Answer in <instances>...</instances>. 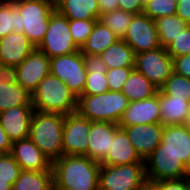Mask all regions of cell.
I'll return each mask as SVG.
<instances>
[{
	"label": "cell",
	"mask_w": 190,
	"mask_h": 190,
	"mask_svg": "<svg viewBox=\"0 0 190 190\" xmlns=\"http://www.w3.org/2000/svg\"><path fill=\"white\" fill-rule=\"evenodd\" d=\"M0 190H12V179L0 178Z\"/></svg>",
	"instance_id": "obj_47"
},
{
	"label": "cell",
	"mask_w": 190,
	"mask_h": 190,
	"mask_svg": "<svg viewBox=\"0 0 190 190\" xmlns=\"http://www.w3.org/2000/svg\"><path fill=\"white\" fill-rule=\"evenodd\" d=\"M166 51L172 58L190 54V25L166 47Z\"/></svg>",
	"instance_id": "obj_36"
},
{
	"label": "cell",
	"mask_w": 190,
	"mask_h": 190,
	"mask_svg": "<svg viewBox=\"0 0 190 190\" xmlns=\"http://www.w3.org/2000/svg\"><path fill=\"white\" fill-rule=\"evenodd\" d=\"M55 9L68 20L100 18L98 0H58Z\"/></svg>",
	"instance_id": "obj_24"
},
{
	"label": "cell",
	"mask_w": 190,
	"mask_h": 190,
	"mask_svg": "<svg viewBox=\"0 0 190 190\" xmlns=\"http://www.w3.org/2000/svg\"><path fill=\"white\" fill-rule=\"evenodd\" d=\"M187 176L190 178V162L187 166Z\"/></svg>",
	"instance_id": "obj_49"
},
{
	"label": "cell",
	"mask_w": 190,
	"mask_h": 190,
	"mask_svg": "<svg viewBox=\"0 0 190 190\" xmlns=\"http://www.w3.org/2000/svg\"><path fill=\"white\" fill-rule=\"evenodd\" d=\"M36 48L44 52L49 58L71 54L80 50L72 39L69 20L56 9L50 16L44 39Z\"/></svg>",
	"instance_id": "obj_7"
},
{
	"label": "cell",
	"mask_w": 190,
	"mask_h": 190,
	"mask_svg": "<svg viewBox=\"0 0 190 190\" xmlns=\"http://www.w3.org/2000/svg\"><path fill=\"white\" fill-rule=\"evenodd\" d=\"M137 190H159V186L155 182L146 180Z\"/></svg>",
	"instance_id": "obj_46"
},
{
	"label": "cell",
	"mask_w": 190,
	"mask_h": 190,
	"mask_svg": "<svg viewBox=\"0 0 190 190\" xmlns=\"http://www.w3.org/2000/svg\"><path fill=\"white\" fill-rule=\"evenodd\" d=\"M134 67L108 69L106 78L108 80L109 90L122 91L124 82L128 79Z\"/></svg>",
	"instance_id": "obj_38"
},
{
	"label": "cell",
	"mask_w": 190,
	"mask_h": 190,
	"mask_svg": "<svg viewBox=\"0 0 190 190\" xmlns=\"http://www.w3.org/2000/svg\"><path fill=\"white\" fill-rule=\"evenodd\" d=\"M50 58L42 51L35 50L16 67L17 83L32 94L39 83L50 73Z\"/></svg>",
	"instance_id": "obj_12"
},
{
	"label": "cell",
	"mask_w": 190,
	"mask_h": 190,
	"mask_svg": "<svg viewBox=\"0 0 190 190\" xmlns=\"http://www.w3.org/2000/svg\"><path fill=\"white\" fill-rule=\"evenodd\" d=\"M87 70L86 84L82 95H97L109 91L106 78L107 66L100 55L83 54Z\"/></svg>",
	"instance_id": "obj_22"
},
{
	"label": "cell",
	"mask_w": 190,
	"mask_h": 190,
	"mask_svg": "<svg viewBox=\"0 0 190 190\" xmlns=\"http://www.w3.org/2000/svg\"><path fill=\"white\" fill-rule=\"evenodd\" d=\"M100 56L107 69L135 67L134 50L123 39L109 46Z\"/></svg>",
	"instance_id": "obj_27"
},
{
	"label": "cell",
	"mask_w": 190,
	"mask_h": 190,
	"mask_svg": "<svg viewBox=\"0 0 190 190\" xmlns=\"http://www.w3.org/2000/svg\"><path fill=\"white\" fill-rule=\"evenodd\" d=\"M134 69L160 89L173 73L172 57L164 47L140 52L135 54Z\"/></svg>",
	"instance_id": "obj_9"
},
{
	"label": "cell",
	"mask_w": 190,
	"mask_h": 190,
	"mask_svg": "<svg viewBox=\"0 0 190 190\" xmlns=\"http://www.w3.org/2000/svg\"><path fill=\"white\" fill-rule=\"evenodd\" d=\"M119 128L118 124L112 122L91 121L87 157L101 164L105 160L114 134Z\"/></svg>",
	"instance_id": "obj_17"
},
{
	"label": "cell",
	"mask_w": 190,
	"mask_h": 190,
	"mask_svg": "<svg viewBox=\"0 0 190 190\" xmlns=\"http://www.w3.org/2000/svg\"><path fill=\"white\" fill-rule=\"evenodd\" d=\"M152 154H171L187 167L190 162V131L185 125L164 126L161 143Z\"/></svg>",
	"instance_id": "obj_13"
},
{
	"label": "cell",
	"mask_w": 190,
	"mask_h": 190,
	"mask_svg": "<svg viewBox=\"0 0 190 190\" xmlns=\"http://www.w3.org/2000/svg\"><path fill=\"white\" fill-rule=\"evenodd\" d=\"M120 38L99 20L96 21L91 34L80 48L82 54L100 55Z\"/></svg>",
	"instance_id": "obj_25"
},
{
	"label": "cell",
	"mask_w": 190,
	"mask_h": 190,
	"mask_svg": "<svg viewBox=\"0 0 190 190\" xmlns=\"http://www.w3.org/2000/svg\"><path fill=\"white\" fill-rule=\"evenodd\" d=\"M177 0H150L144 5L143 13L155 20L163 16L176 15Z\"/></svg>",
	"instance_id": "obj_34"
},
{
	"label": "cell",
	"mask_w": 190,
	"mask_h": 190,
	"mask_svg": "<svg viewBox=\"0 0 190 190\" xmlns=\"http://www.w3.org/2000/svg\"><path fill=\"white\" fill-rule=\"evenodd\" d=\"M100 15L119 9L118 0H98Z\"/></svg>",
	"instance_id": "obj_45"
},
{
	"label": "cell",
	"mask_w": 190,
	"mask_h": 190,
	"mask_svg": "<svg viewBox=\"0 0 190 190\" xmlns=\"http://www.w3.org/2000/svg\"><path fill=\"white\" fill-rule=\"evenodd\" d=\"M173 72L190 78V54L172 58Z\"/></svg>",
	"instance_id": "obj_40"
},
{
	"label": "cell",
	"mask_w": 190,
	"mask_h": 190,
	"mask_svg": "<svg viewBox=\"0 0 190 190\" xmlns=\"http://www.w3.org/2000/svg\"><path fill=\"white\" fill-rule=\"evenodd\" d=\"M97 20L98 19L69 20V29L72 39L79 48L86 42Z\"/></svg>",
	"instance_id": "obj_35"
},
{
	"label": "cell",
	"mask_w": 190,
	"mask_h": 190,
	"mask_svg": "<svg viewBox=\"0 0 190 190\" xmlns=\"http://www.w3.org/2000/svg\"><path fill=\"white\" fill-rule=\"evenodd\" d=\"M36 46L22 32H11L0 39V63L19 66Z\"/></svg>",
	"instance_id": "obj_20"
},
{
	"label": "cell",
	"mask_w": 190,
	"mask_h": 190,
	"mask_svg": "<svg viewBox=\"0 0 190 190\" xmlns=\"http://www.w3.org/2000/svg\"><path fill=\"white\" fill-rule=\"evenodd\" d=\"M12 1L23 17V33L37 47L44 39L55 4L49 0Z\"/></svg>",
	"instance_id": "obj_5"
},
{
	"label": "cell",
	"mask_w": 190,
	"mask_h": 190,
	"mask_svg": "<svg viewBox=\"0 0 190 190\" xmlns=\"http://www.w3.org/2000/svg\"><path fill=\"white\" fill-rule=\"evenodd\" d=\"M10 154L22 170H52L50 160L29 137L12 142Z\"/></svg>",
	"instance_id": "obj_18"
},
{
	"label": "cell",
	"mask_w": 190,
	"mask_h": 190,
	"mask_svg": "<svg viewBox=\"0 0 190 190\" xmlns=\"http://www.w3.org/2000/svg\"><path fill=\"white\" fill-rule=\"evenodd\" d=\"M49 67L50 73L65 82L77 97L83 94L87 70L80 50L50 58Z\"/></svg>",
	"instance_id": "obj_8"
},
{
	"label": "cell",
	"mask_w": 190,
	"mask_h": 190,
	"mask_svg": "<svg viewBox=\"0 0 190 190\" xmlns=\"http://www.w3.org/2000/svg\"><path fill=\"white\" fill-rule=\"evenodd\" d=\"M161 47L166 48L188 26L178 15L163 16L154 20Z\"/></svg>",
	"instance_id": "obj_31"
},
{
	"label": "cell",
	"mask_w": 190,
	"mask_h": 190,
	"mask_svg": "<svg viewBox=\"0 0 190 190\" xmlns=\"http://www.w3.org/2000/svg\"><path fill=\"white\" fill-rule=\"evenodd\" d=\"M120 128L126 131L137 154L145 161L161 143L164 125L151 123Z\"/></svg>",
	"instance_id": "obj_15"
},
{
	"label": "cell",
	"mask_w": 190,
	"mask_h": 190,
	"mask_svg": "<svg viewBox=\"0 0 190 190\" xmlns=\"http://www.w3.org/2000/svg\"><path fill=\"white\" fill-rule=\"evenodd\" d=\"M123 40L135 54L161 47L155 21L144 13L132 17Z\"/></svg>",
	"instance_id": "obj_10"
},
{
	"label": "cell",
	"mask_w": 190,
	"mask_h": 190,
	"mask_svg": "<svg viewBox=\"0 0 190 190\" xmlns=\"http://www.w3.org/2000/svg\"><path fill=\"white\" fill-rule=\"evenodd\" d=\"M131 163H145L137 154L123 128H119L113 137L110 150L101 165L119 166Z\"/></svg>",
	"instance_id": "obj_21"
},
{
	"label": "cell",
	"mask_w": 190,
	"mask_h": 190,
	"mask_svg": "<svg viewBox=\"0 0 190 190\" xmlns=\"http://www.w3.org/2000/svg\"><path fill=\"white\" fill-rule=\"evenodd\" d=\"M146 180L145 163L101 165L99 170V190H137Z\"/></svg>",
	"instance_id": "obj_6"
},
{
	"label": "cell",
	"mask_w": 190,
	"mask_h": 190,
	"mask_svg": "<svg viewBox=\"0 0 190 190\" xmlns=\"http://www.w3.org/2000/svg\"><path fill=\"white\" fill-rule=\"evenodd\" d=\"M150 0H141L142 4L145 5L146 3H148Z\"/></svg>",
	"instance_id": "obj_50"
},
{
	"label": "cell",
	"mask_w": 190,
	"mask_h": 190,
	"mask_svg": "<svg viewBox=\"0 0 190 190\" xmlns=\"http://www.w3.org/2000/svg\"><path fill=\"white\" fill-rule=\"evenodd\" d=\"M18 106H32V95L19 83L0 82V113Z\"/></svg>",
	"instance_id": "obj_29"
},
{
	"label": "cell",
	"mask_w": 190,
	"mask_h": 190,
	"mask_svg": "<svg viewBox=\"0 0 190 190\" xmlns=\"http://www.w3.org/2000/svg\"><path fill=\"white\" fill-rule=\"evenodd\" d=\"M165 95H174L190 101V78L173 72L159 89Z\"/></svg>",
	"instance_id": "obj_33"
},
{
	"label": "cell",
	"mask_w": 190,
	"mask_h": 190,
	"mask_svg": "<svg viewBox=\"0 0 190 190\" xmlns=\"http://www.w3.org/2000/svg\"><path fill=\"white\" fill-rule=\"evenodd\" d=\"M129 102L121 91L109 90L97 95H80L77 100V113L92 122L118 124Z\"/></svg>",
	"instance_id": "obj_4"
},
{
	"label": "cell",
	"mask_w": 190,
	"mask_h": 190,
	"mask_svg": "<svg viewBox=\"0 0 190 190\" xmlns=\"http://www.w3.org/2000/svg\"><path fill=\"white\" fill-rule=\"evenodd\" d=\"M34 110L62 115L77 113L78 97L56 76L49 73L31 94Z\"/></svg>",
	"instance_id": "obj_2"
},
{
	"label": "cell",
	"mask_w": 190,
	"mask_h": 190,
	"mask_svg": "<svg viewBox=\"0 0 190 190\" xmlns=\"http://www.w3.org/2000/svg\"><path fill=\"white\" fill-rule=\"evenodd\" d=\"M51 2H53L54 4L58 1V0H49Z\"/></svg>",
	"instance_id": "obj_51"
},
{
	"label": "cell",
	"mask_w": 190,
	"mask_h": 190,
	"mask_svg": "<svg viewBox=\"0 0 190 190\" xmlns=\"http://www.w3.org/2000/svg\"><path fill=\"white\" fill-rule=\"evenodd\" d=\"M134 15L133 13L117 9L100 15L99 21L112 30L120 39H123Z\"/></svg>",
	"instance_id": "obj_32"
},
{
	"label": "cell",
	"mask_w": 190,
	"mask_h": 190,
	"mask_svg": "<svg viewBox=\"0 0 190 190\" xmlns=\"http://www.w3.org/2000/svg\"><path fill=\"white\" fill-rule=\"evenodd\" d=\"M158 88L152 84L143 74L135 69L124 82L122 93L130 102L140 101L154 96Z\"/></svg>",
	"instance_id": "obj_26"
},
{
	"label": "cell",
	"mask_w": 190,
	"mask_h": 190,
	"mask_svg": "<svg viewBox=\"0 0 190 190\" xmlns=\"http://www.w3.org/2000/svg\"><path fill=\"white\" fill-rule=\"evenodd\" d=\"M159 190H190V178L165 179L155 182Z\"/></svg>",
	"instance_id": "obj_39"
},
{
	"label": "cell",
	"mask_w": 190,
	"mask_h": 190,
	"mask_svg": "<svg viewBox=\"0 0 190 190\" xmlns=\"http://www.w3.org/2000/svg\"><path fill=\"white\" fill-rule=\"evenodd\" d=\"M0 82L5 85L17 83L16 67L0 63Z\"/></svg>",
	"instance_id": "obj_41"
},
{
	"label": "cell",
	"mask_w": 190,
	"mask_h": 190,
	"mask_svg": "<svg viewBox=\"0 0 190 190\" xmlns=\"http://www.w3.org/2000/svg\"><path fill=\"white\" fill-rule=\"evenodd\" d=\"M146 178L152 182L187 176V167L171 154H151L145 160Z\"/></svg>",
	"instance_id": "obj_14"
},
{
	"label": "cell",
	"mask_w": 190,
	"mask_h": 190,
	"mask_svg": "<svg viewBox=\"0 0 190 190\" xmlns=\"http://www.w3.org/2000/svg\"><path fill=\"white\" fill-rule=\"evenodd\" d=\"M33 111V106H18L0 113L1 126L12 142L29 137Z\"/></svg>",
	"instance_id": "obj_19"
},
{
	"label": "cell",
	"mask_w": 190,
	"mask_h": 190,
	"mask_svg": "<svg viewBox=\"0 0 190 190\" xmlns=\"http://www.w3.org/2000/svg\"><path fill=\"white\" fill-rule=\"evenodd\" d=\"M100 167L87 156L63 155L52 162L54 190H99Z\"/></svg>",
	"instance_id": "obj_1"
},
{
	"label": "cell",
	"mask_w": 190,
	"mask_h": 190,
	"mask_svg": "<svg viewBox=\"0 0 190 190\" xmlns=\"http://www.w3.org/2000/svg\"><path fill=\"white\" fill-rule=\"evenodd\" d=\"M12 150V141L4 131L0 123V154H10Z\"/></svg>",
	"instance_id": "obj_44"
},
{
	"label": "cell",
	"mask_w": 190,
	"mask_h": 190,
	"mask_svg": "<svg viewBox=\"0 0 190 190\" xmlns=\"http://www.w3.org/2000/svg\"><path fill=\"white\" fill-rule=\"evenodd\" d=\"M119 9L133 14L143 13L144 5L141 0H118Z\"/></svg>",
	"instance_id": "obj_42"
},
{
	"label": "cell",
	"mask_w": 190,
	"mask_h": 190,
	"mask_svg": "<svg viewBox=\"0 0 190 190\" xmlns=\"http://www.w3.org/2000/svg\"><path fill=\"white\" fill-rule=\"evenodd\" d=\"M63 128L64 115L33 111L29 138L51 163L63 156Z\"/></svg>",
	"instance_id": "obj_3"
},
{
	"label": "cell",
	"mask_w": 190,
	"mask_h": 190,
	"mask_svg": "<svg viewBox=\"0 0 190 190\" xmlns=\"http://www.w3.org/2000/svg\"><path fill=\"white\" fill-rule=\"evenodd\" d=\"M161 123L159 112V89L147 99L129 102L118 125L127 127L141 124Z\"/></svg>",
	"instance_id": "obj_16"
},
{
	"label": "cell",
	"mask_w": 190,
	"mask_h": 190,
	"mask_svg": "<svg viewBox=\"0 0 190 190\" xmlns=\"http://www.w3.org/2000/svg\"><path fill=\"white\" fill-rule=\"evenodd\" d=\"M22 169L11 154H0V178L12 179L13 183L20 176Z\"/></svg>",
	"instance_id": "obj_37"
},
{
	"label": "cell",
	"mask_w": 190,
	"mask_h": 190,
	"mask_svg": "<svg viewBox=\"0 0 190 190\" xmlns=\"http://www.w3.org/2000/svg\"><path fill=\"white\" fill-rule=\"evenodd\" d=\"M176 15L190 25V0H178Z\"/></svg>",
	"instance_id": "obj_43"
},
{
	"label": "cell",
	"mask_w": 190,
	"mask_h": 190,
	"mask_svg": "<svg viewBox=\"0 0 190 190\" xmlns=\"http://www.w3.org/2000/svg\"><path fill=\"white\" fill-rule=\"evenodd\" d=\"M22 15L12 0H0V39L11 32H22Z\"/></svg>",
	"instance_id": "obj_30"
},
{
	"label": "cell",
	"mask_w": 190,
	"mask_h": 190,
	"mask_svg": "<svg viewBox=\"0 0 190 190\" xmlns=\"http://www.w3.org/2000/svg\"><path fill=\"white\" fill-rule=\"evenodd\" d=\"M12 190H54L52 170H22Z\"/></svg>",
	"instance_id": "obj_28"
},
{
	"label": "cell",
	"mask_w": 190,
	"mask_h": 190,
	"mask_svg": "<svg viewBox=\"0 0 190 190\" xmlns=\"http://www.w3.org/2000/svg\"><path fill=\"white\" fill-rule=\"evenodd\" d=\"M91 121L78 113L64 115L63 155L87 156Z\"/></svg>",
	"instance_id": "obj_11"
},
{
	"label": "cell",
	"mask_w": 190,
	"mask_h": 190,
	"mask_svg": "<svg viewBox=\"0 0 190 190\" xmlns=\"http://www.w3.org/2000/svg\"><path fill=\"white\" fill-rule=\"evenodd\" d=\"M184 125L190 131V105H189L188 114H187V118H186Z\"/></svg>",
	"instance_id": "obj_48"
},
{
	"label": "cell",
	"mask_w": 190,
	"mask_h": 190,
	"mask_svg": "<svg viewBox=\"0 0 190 190\" xmlns=\"http://www.w3.org/2000/svg\"><path fill=\"white\" fill-rule=\"evenodd\" d=\"M190 101L174 95H165L159 90L160 121L164 126L184 125Z\"/></svg>",
	"instance_id": "obj_23"
}]
</instances>
